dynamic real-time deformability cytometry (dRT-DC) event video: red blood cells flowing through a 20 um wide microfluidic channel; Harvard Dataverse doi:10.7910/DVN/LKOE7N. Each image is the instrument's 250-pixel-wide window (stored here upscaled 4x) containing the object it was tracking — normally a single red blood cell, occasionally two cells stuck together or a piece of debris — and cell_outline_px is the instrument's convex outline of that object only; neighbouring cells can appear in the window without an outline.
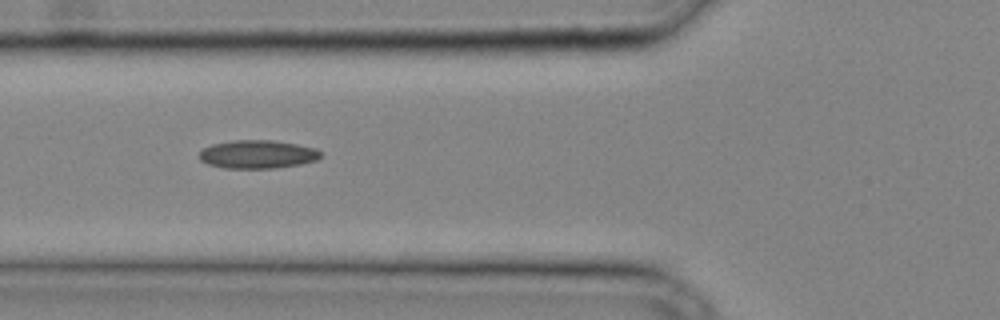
{"species": "common noctule bat (a hibernating species)", "species_latin": "Nyctalus noctula", "temperature_condition": "cold", "stored_images_in_passage": 26, "camera_frame_rate_fps": 3000, "um_per_image_px": 0.085, "animal": {"sex": "male", "body_mass_g": 20.4}, "frame": {"image": 1, "passage_image": 5, "time_ms": 1.333, "image_size_px": [1000, 320], "cell_outline_px": [[324, 152], [316, 160], [300, 164], [276, 168], [224, 168], [208, 164], [200, 160], [200, 152], [204, 148], [212, 144], [232, 140], [276, 140], [316, 148]], "centroid_in_image_um": [21.92, 13.11], "position_along_channel_um": 103.9, "area_um2": 20.11}}
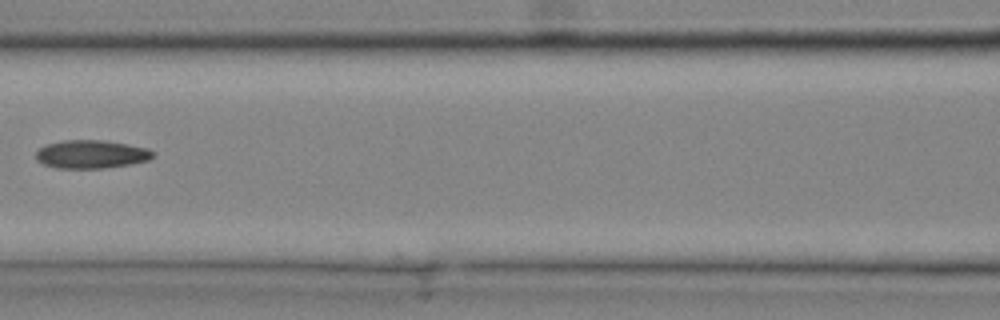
{"frame": {"image": 2, "passage_image": 8, "time_ms": 2.333, "image_size_px": [1000, 320], "cell_outline_px": [[156, 156], [148, 160], [132, 164], [104, 168], [56, 168], [44, 164], [36, 160], [36, 152], [44, 144], [64, 140], [104, 140], [128, 144], [148, 148], [156, 152]], "centroid_in_image_um": [7.79, 13.1], "position_along_channel_um": 158.8, "area_um2": 19.54}}